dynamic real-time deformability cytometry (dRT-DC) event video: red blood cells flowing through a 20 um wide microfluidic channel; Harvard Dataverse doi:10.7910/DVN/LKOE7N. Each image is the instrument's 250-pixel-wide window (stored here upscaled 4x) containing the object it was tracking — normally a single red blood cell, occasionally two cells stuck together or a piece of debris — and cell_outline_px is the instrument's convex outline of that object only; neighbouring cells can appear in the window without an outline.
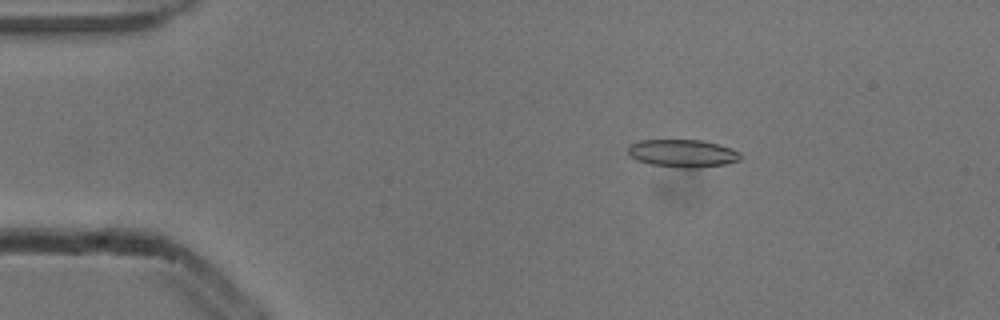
{"species": "common noctule bat (a hibernating species)", "species_latin": "Nyctalus noctula", "temperature_condition": "cold", "stored_images_in_passage": 3, "camera_frame_rate_fps": 3000, "um_per_image_px": 0.085, "animal": {"sex": "male", "body_mass_g": 13.3}, "frame": {"image": 1, "passage_image": 2, "time_ms": 0.333, "image_size_px": [1000, 320], "cell_outline_px": [[740, 160], [724, 164], [696, 168], [680, 168], [648, 164], [636, 160], [628, 156], [628, 144], [640, 140], [704, 140], [720, 144], [732, 148], [740, 152]], "centroid_in_image_um": [57.99, 13.03], "position_along_channel_um": 27.0, "area_um2": 18.5}}